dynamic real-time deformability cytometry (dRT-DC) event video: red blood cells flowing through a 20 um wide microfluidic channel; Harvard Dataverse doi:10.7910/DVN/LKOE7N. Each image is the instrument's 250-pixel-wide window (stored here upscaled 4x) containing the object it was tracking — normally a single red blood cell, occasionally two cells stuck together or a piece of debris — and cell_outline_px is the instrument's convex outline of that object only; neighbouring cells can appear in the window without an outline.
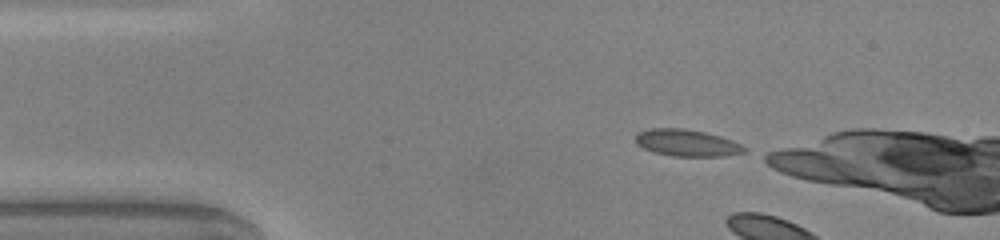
{"species": "common noctule bat (a hibernating species)", "species_latin": "Nyctalus noctula", "temperature_condition": "warm", "stored_images_in_passage": 4, "camera_frame_rate_fps": 3000, "um_per_image_px": 0.085, "animal": {"sex": "male", "body_mass_g": 20.0, "forearm_length_mm": 53.3}, "frame": {"image": 1, "passage_image": 1, "time_ms": 0.0, "image_size_px": [1000, 240], "cell_outline_px": [[748, 152], [724, 156], [672, 156], [652, 152], [636, 144], [636, 132], [652, 128], [684, 128], [704, 132], [720, 136], [732, 140], [748, 148]], "centroid_in_image_um": [58.4, 12.15], "position_along_channel_um": 26.6, "area_um2": 17.17}}